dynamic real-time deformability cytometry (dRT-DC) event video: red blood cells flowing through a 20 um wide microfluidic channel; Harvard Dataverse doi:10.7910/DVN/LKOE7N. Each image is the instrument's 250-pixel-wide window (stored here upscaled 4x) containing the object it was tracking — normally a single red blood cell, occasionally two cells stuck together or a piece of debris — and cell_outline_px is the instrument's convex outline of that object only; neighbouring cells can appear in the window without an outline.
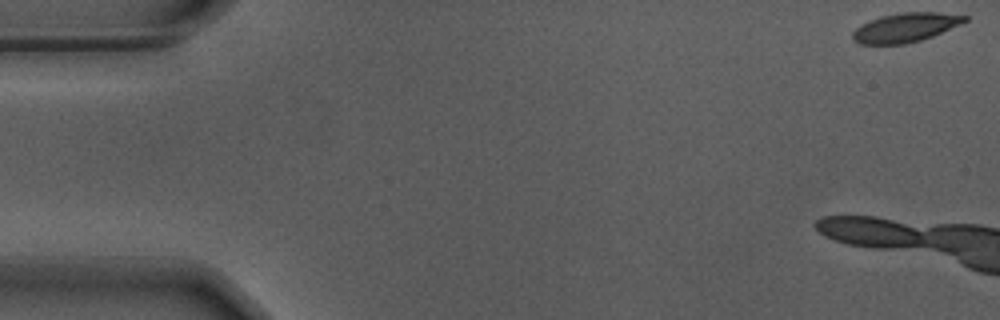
{"species": "Egyptian fruit bat (a non-hibernating species)", "species_latin": "Rousettus aegyptiacus", "temperature_condition": "warm", "stored_images_in_passage": 8, "camera_frame_rate_fps": 3000, "um_per_image_px": 0.085, "animal": {"sex": "male"}, "frame": {"image": 1, "passage_image": 1, "time_ms": 0.0, "image_size_px": [1000, 320], "cell_outline_px": [[968, 20], [932, 36], [920, 40], [904, 44], [860, 44], [852, 40], [852, 32], [856, 28], [880, 16], [904, 12], [936, 12], [968, 16]], "centroid_in_image_um": [76.94, 2.34], "position_along_channel_um": 8.1, "area_um2": 18.73}}